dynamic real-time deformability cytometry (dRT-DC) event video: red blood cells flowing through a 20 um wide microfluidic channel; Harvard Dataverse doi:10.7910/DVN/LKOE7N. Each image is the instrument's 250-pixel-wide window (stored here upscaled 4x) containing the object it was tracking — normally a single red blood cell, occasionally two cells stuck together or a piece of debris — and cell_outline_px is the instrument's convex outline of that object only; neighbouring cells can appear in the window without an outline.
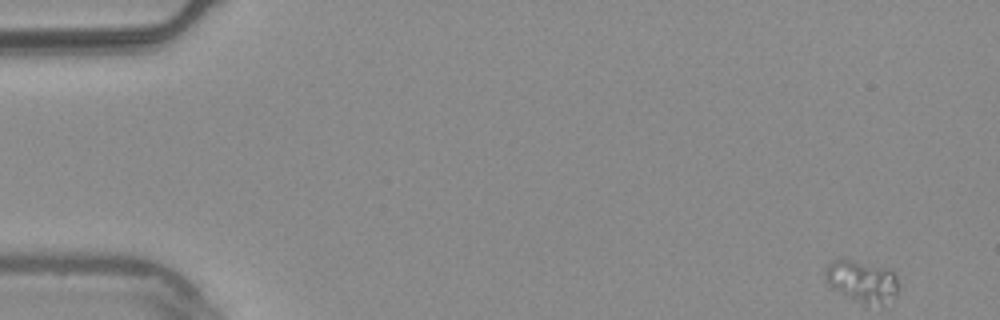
{"species": "common noctule bat (a hibernating species)", "species_latin": "Nyctalus noctula", "temperature_condition": "warm", "stored_images_in_passage": 54, "camera_frame_rate_fps": 3000, "um_per_image_px": 0.085, "animal": {"sex": "male", "body_mass_g": 20.4}, "frame": {"image": 1, "passage_image": 1, "time_ms": 0.0, "image_size_px": [1000, 320], "cell_outline_px": [[896, 296], [880, 304], [868, 304], [832, 288], [828, 284], [824, 276], [824, 268], [828, 264], [836, 260], [848, 260], [892, 268], [896, 276]], "centroid_in_image_um": [73.27, 23.86], "position_along_channel_um": 11.7, "area_um2": 17.22}}
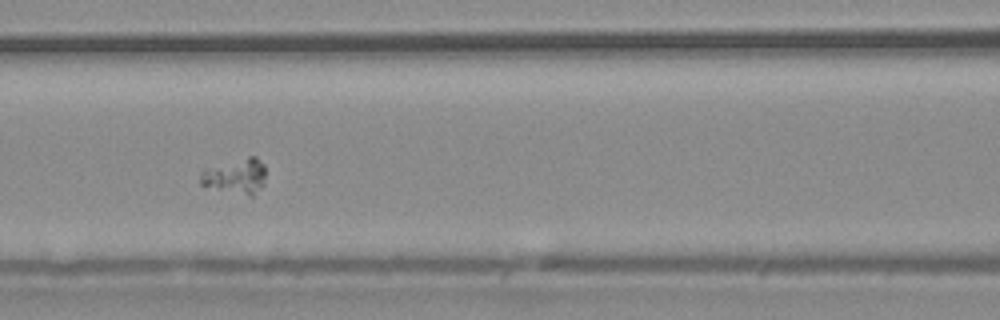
{"frame": {"image": 2, "passage_image": 23, "time_ms": 7.333, "image_size_px": [1000, 320], "cell_outline_px": [[264, 184], [252, 196], [204, 188], [200, 184], [200, 172], [204, 168], [248, 156], [256, 156], [264, 164]], "centroid_in_image_um": [19.98, 14.98], "position_along_channel_um": 146.6, "area_um2": 13.76}}
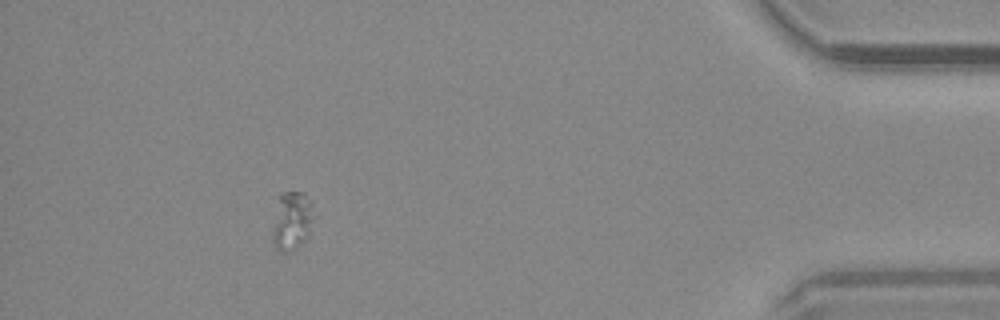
{"frame": {"image": 3, "passage_image": 49, "time_ms": 16.0, "image_size_px": [1000, 320], "cell_outline_px": [[316, 216], [308, 236], [300, 244], [288, 252], [280, 252], [276, 248], [272, 240], [272, 232], [280, 192], [304, 192], [312, 200]], "centroid_in_image_um": [24.87, 18.74], "position_along_channel_um": 410.3, "area_um2": 14.39}}